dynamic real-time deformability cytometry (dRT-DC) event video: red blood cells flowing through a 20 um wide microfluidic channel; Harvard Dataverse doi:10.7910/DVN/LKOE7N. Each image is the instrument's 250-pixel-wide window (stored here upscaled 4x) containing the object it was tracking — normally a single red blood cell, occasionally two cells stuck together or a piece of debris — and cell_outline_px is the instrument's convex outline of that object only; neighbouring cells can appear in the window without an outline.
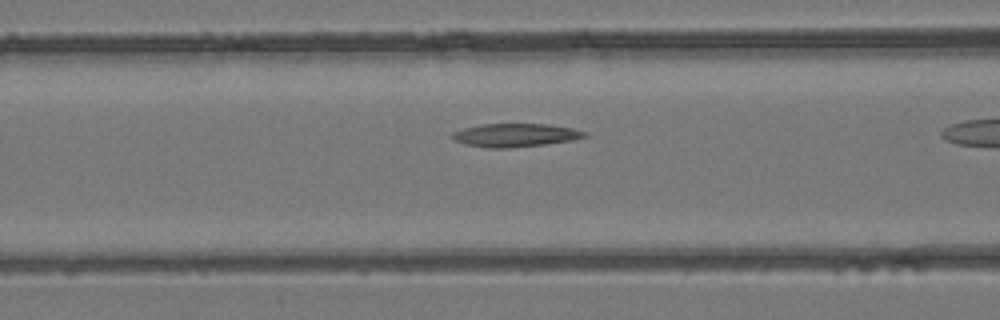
{"species": "common noctule bat (a hibernating species)", "species_latin": "Nyctalus noctula", "temperature_condition": "room temperature", "stored_images_in_passage": 35, "camera_frame_rate_fps": 3000, "um_per_image_px": 0.085, "animal": {"sex": "female", "body_mass_g": 24.6, "forearm_length_mm": 56.2}, "frame": {"image": 1, "passage_image": 16, "time_ms": 5.0, "image_size_px": [1000, 320], "cell_outline_px": [[588, 136], [572, 140], [544, 144], [508, 148], [488, 148], [464, 144], [452, 140], [452, 132], [464, 128], [484, 124], [548, 124], [572, 128], [584, 132]], "centroid_in_image_um": [43.76, 11.49], "position_along_channel_um": 122.8, "area_um2": 17.86}}
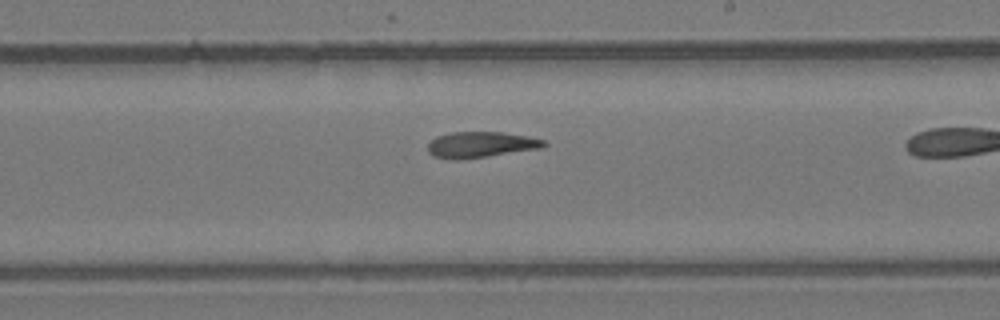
{"frame": {"image": 2, "passage_image": 25, "time_ms": 8.0, "image_size_px": [1000, 320], "cell_outline_px": [[548, 144], [540, 148], [488, 156], [456, 160], [452, 160], [432, 156], [428, 152], [428, 144], [436, 136], [452, 132], [500, 132], [528, 136], [544, 140]], "centroid_in_image_um": [40.83, 12.3], "position_along_channel_um": 248.2, "area_um2": 17.46}}